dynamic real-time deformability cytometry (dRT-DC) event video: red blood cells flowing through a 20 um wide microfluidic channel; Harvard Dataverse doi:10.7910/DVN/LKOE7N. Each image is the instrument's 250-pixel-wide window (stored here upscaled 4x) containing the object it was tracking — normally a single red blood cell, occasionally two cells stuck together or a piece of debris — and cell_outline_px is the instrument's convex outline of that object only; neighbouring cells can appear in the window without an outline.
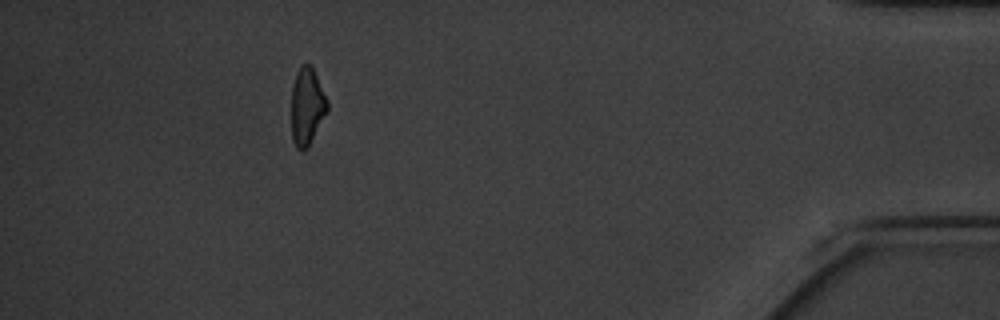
{"species": "common noctule bat (a hibernating species)", "species_latin": "Nyctalus noctula", "temperature_condition": "cold", "stored_images_in_passage": 18, "camera_frame_rate_fps": 3000, "um_per_image_px": 0.085, "animal": {"sex": "male", "body_mass_g": 20.1, "forearm_length_mm": 53.5}, "frame": {"image": 1, "passage_image": 18, "time_ms": 21.667, "image_size_px": [1000, 320], "cell_outline_px": [[328, 112], [308, 144], [300, 152], [296, 148], [292, 140], [292, 84], [296, 72], [300, 64], [308, 64], [312, 68], [328, 100]], "centroid_in_image_um": [26.09, 9.02], "position_along_channel_um": 409.1, "area_um2": 16.01}, "authors_computed_cell_mechanics": {"area_um2": 17.051, "velocity_mm_per_s": 3.257, "shape_relaxation_time_tau1_ms": 1.1599, "shape_relaxation_time_tau2_ms": null, "deformation_change_tau1": 0.0842, "deformation_change_tau2": null}}